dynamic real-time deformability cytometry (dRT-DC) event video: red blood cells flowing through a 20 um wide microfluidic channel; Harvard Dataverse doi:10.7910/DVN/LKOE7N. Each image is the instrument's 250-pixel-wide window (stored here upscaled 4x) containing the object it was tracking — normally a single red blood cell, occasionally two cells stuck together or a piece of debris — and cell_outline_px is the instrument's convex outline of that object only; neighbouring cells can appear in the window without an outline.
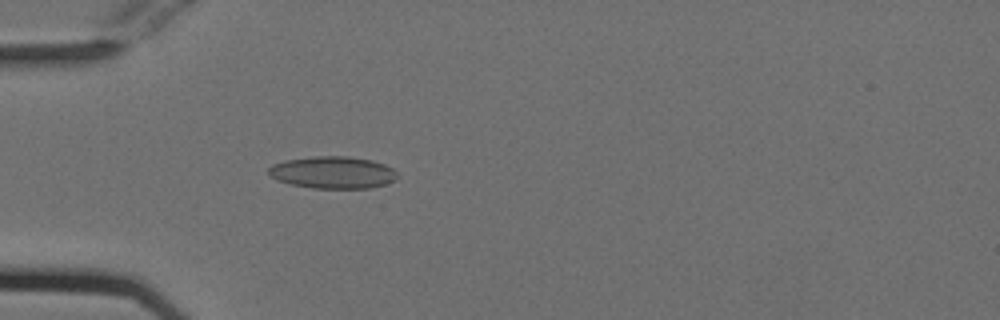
{"species": "Egyptian fruit bat (a non-hibernating species)", "species_latin": "Rousettus aegyptiacus", "temperature_condition": "cold", "stored_images_in_passage": 18, "camera_frame_rate_fps": 3000, "um_per_image_px": 0.085, "animal": {"sex": "female"}, "frame": {"image": 1, "passage_image": 15, "time_ms": 4.667, "image_size_px": [1000, 320], "cell_outline_px": [[396, 180], [372, 188], [312, 188], [292, 184], [276, 180], [268, 176], [268, 168], [272, 164], [284, 160], [316, 156], [348, 156], [372, 160], [384, 164], [392, 168], [396, 172]], "centroid_in_image_um": [28.26, 14.65], "position_along_channel_um": 56.7, "area_um2": 24.22}}